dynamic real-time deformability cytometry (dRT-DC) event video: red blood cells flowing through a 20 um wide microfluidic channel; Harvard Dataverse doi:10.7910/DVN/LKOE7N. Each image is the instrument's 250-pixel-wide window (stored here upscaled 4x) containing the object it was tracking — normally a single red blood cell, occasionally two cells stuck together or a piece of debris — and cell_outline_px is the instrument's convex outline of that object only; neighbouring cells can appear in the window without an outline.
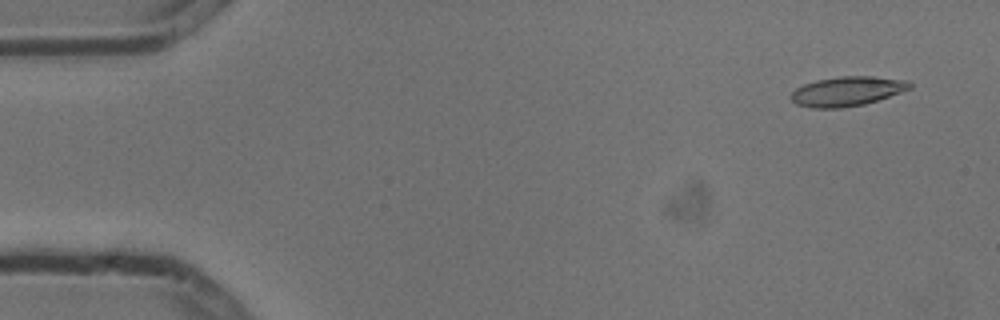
{"species": "common noctule bat (a hibernating species)", "species_latin": "Nyctalus noctula", "temperature_condition": "cold", "stored_images_in_passage": 5, "segment_of_instrument_passage": [1, 2], "camera_frame_rate_fps": 3000, "um_per_image_px": 0.085, "animal": {"sex": "male", "body_mass_g": 13.3}, "frame": {"image": 1, "passage_image": 1, "time_ms": 0.0, "image_size_px": [1000, 320], "cell_outline_px": [[912, 88], [864, 104], [840, 108], [812, 108], [796, 104], [788, 96], [796, 88], [804, 84], [816, 80], [840, 76], [872, 76], [908, 80], [912, 84]], "centroid_in_image_um": [71.98, 7.75], "position_along_channel_um": 13.0, "area_um2": 20.4}}
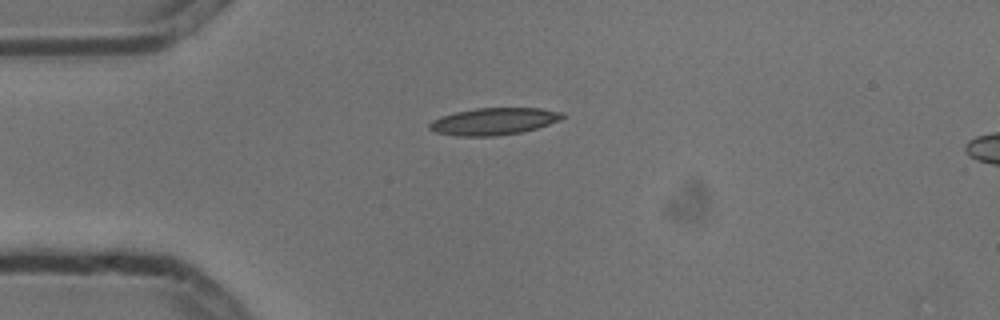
{"frame": {"image": 2, "passage_image": 4, "time_ms": 1.0, "image_size_px": [1000, 320], "cell_outline_px": [[564, 116], [560, 120], [536, 128], [520, 132], [496, 136], [456, 136], [436, 132], [428, 128], [428, 124], [432, 120], [440, 116], [456, 112], [476, 108], [540, 108], [564, 112]], "centroid_in_image_um": [41.95, 10.31], "position_along_channel_um": 43.0, "area_um2": 20.92}}